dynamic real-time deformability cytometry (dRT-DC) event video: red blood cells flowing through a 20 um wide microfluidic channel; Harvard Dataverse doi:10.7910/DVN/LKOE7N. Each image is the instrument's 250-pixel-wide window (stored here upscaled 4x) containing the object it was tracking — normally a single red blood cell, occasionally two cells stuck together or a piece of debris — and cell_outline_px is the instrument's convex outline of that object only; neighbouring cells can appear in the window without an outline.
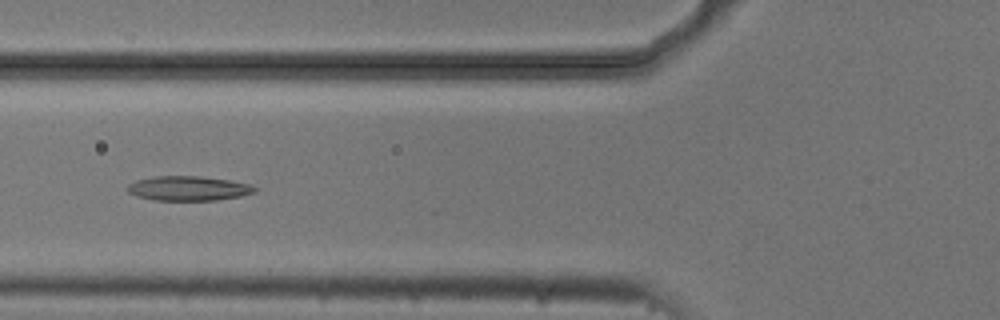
{"species": "common noctule bat (a hibernating species)", "species_latin": "Nyctalus noctula", "temperature_condition": "cold", "stored_images_in_passage": 7, "camera_frame_rate_fps": 3000, "um_per_image_px": 0.085, "animal": {"sex": "male", "body_mass_g": 20.5, "forearm_length_mm": 52.5}, "frame": {"image": 1, "passage_image": 7, "time_ms": 2.0, "image_size_px": [1000, 320], "cell_outline_px": [[256, 192], [240, 196], [216, 200], [152, 200], [136, 196], [128, 192], [124, 188], [128, 184], [136, 180], [156, 176], [200, 176], [228, 180], [248, 184], [256, 188]], "centroid_in_image_um": [15.95, 16.01], "position_along_channel_um": 109.9, "area_um2": 18.21}}